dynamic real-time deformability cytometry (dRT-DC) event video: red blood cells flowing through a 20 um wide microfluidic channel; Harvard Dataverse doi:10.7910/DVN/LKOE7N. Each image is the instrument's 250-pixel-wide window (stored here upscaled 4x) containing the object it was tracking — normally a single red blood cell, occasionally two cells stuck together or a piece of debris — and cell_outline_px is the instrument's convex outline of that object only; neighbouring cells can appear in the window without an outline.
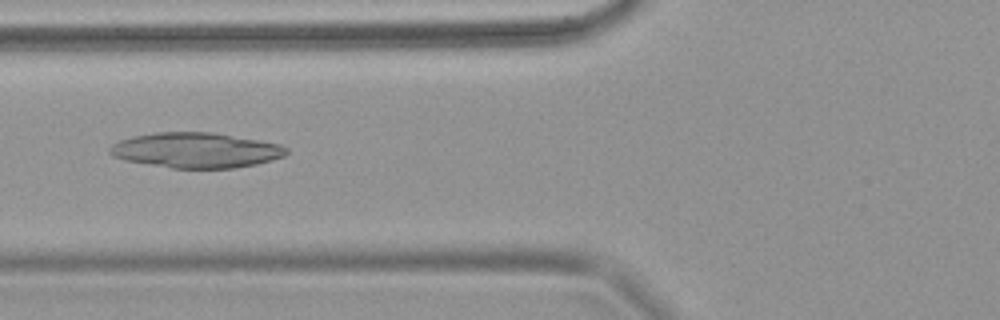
{"species": "common noctule bat (a hibernating species)", "species_latin": "Nyctalus noctula", "temperature_condition": "warm", "stored_images_in_passage": 47, "camera_frame_rate_fps": 3000, "um_per_image_px": 0.085, "animal": {"sex": "female", "body_mass_g": 18.4}, "frame": {"image": 1, "passage_image": 8, "time_ms": 2.333, "image_size_px": [1000, 320], "cell_outline_px": [[288, 152], [284, 156], [272, 160], [256, 164], [232, 168], [172, 168], [124, 160], [112, 156], [108, 152], [108, 148], [112, 144], [120, 140], [132, 136], [156, 132], [212, 132], [280, 144], [288, 148]], "centroid_in_image_um": [16.63, 12.77], "position_along_channel_um": 109.2, "area_um2": 36.24}}
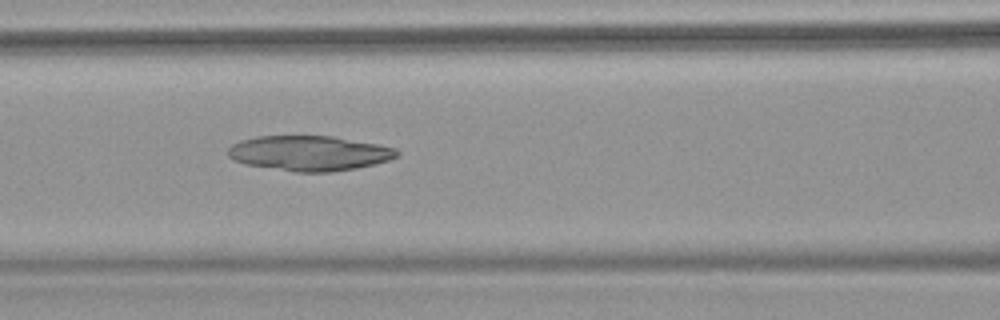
{"frame": {"image": 2, "passage_image": 11, "time_ms": 3.333, "image_size_px": [1000, 320], "cell_outline_px": [[400, 156], [388, 160], [356, 168], [332, 172], [292, 172], [244, 164], [232, 160], [228, 156], [228, 148], [232, 144], [240, 140], [256, 136], [332, 136], [376, 144], [396, 148], [400, 152]], "centroid_in_image_um": [26.25, 13.03], "position_along_channel_um": 140.3, "area_um2": 34.68}}
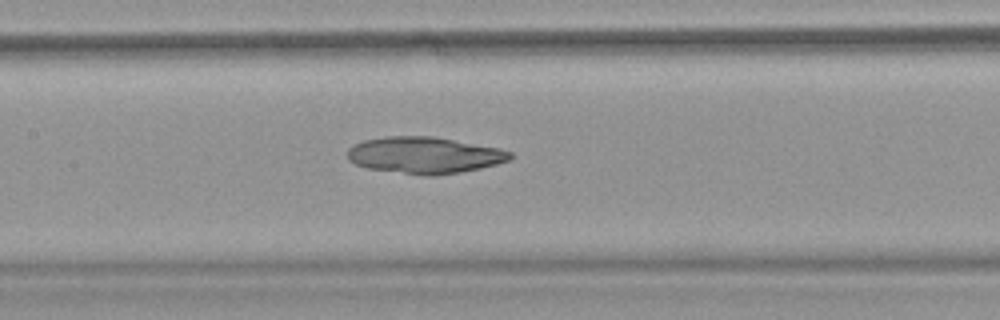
{"frame": {"image": 3, "passage_image": 14, "time_ms": 4.333, "image_size_px": [1000, 320], "cell_outline_px": [[512, 160], [480, 168], [460, 172], [436, 176], [428, 176], [368, 168], [356, 164], [348, 160], [348, 148], [352, 144], [364, 140], [384, 136], [432, 136], [500, 148], [512, 152]], "centroid_in_image_um": [36.09, 13.18], "position_along_channel_um": 171.3, "area_um2": 34.74}}